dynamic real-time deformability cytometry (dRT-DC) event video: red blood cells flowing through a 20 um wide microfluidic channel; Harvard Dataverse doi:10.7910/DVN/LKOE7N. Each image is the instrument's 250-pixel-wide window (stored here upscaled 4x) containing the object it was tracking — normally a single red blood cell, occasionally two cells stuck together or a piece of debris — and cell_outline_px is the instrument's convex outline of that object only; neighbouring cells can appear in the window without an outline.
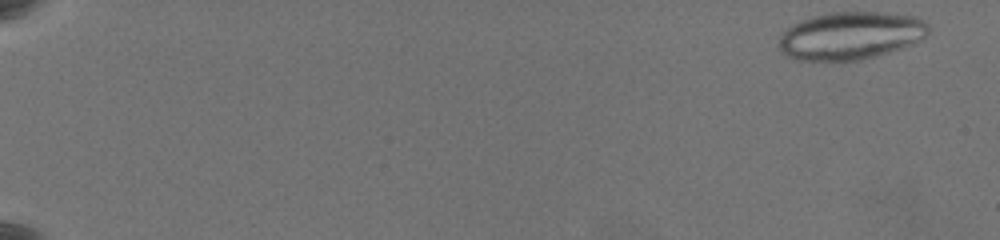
{"species": "common noctule bat (a hibernating species)", "species_latin": "Nyctalus noctula", "temperature_condition": "warm", "stored_images_in_passage": 59, "segment_of_instrument_passage": [1, 2], "camera_frame_rate_fps": 3000, "um_per_image_px": 0.085, "animal": {"sex": "female", "body_mass_g": 19.5, "forearm_length_mm": 54.1}, "frame": {"image": 1, "passage_image": 1, "time_ms": 0.0, "image_size_px": [1000, 240], "cell_outline_px": [[928, 32], [924, 36], [912, 44], [888, 52], [860, 60], [796, 60], [788, 56], [780, 48], [780, 36], [788, 28], [804, 20], [816, 16], [832, 12], [884, 12], [912, 16], [928, 24]], "centroid_in_image_um": [72.31, 3.03], "position_along_channel_um": 12.7, "area_um2": 40.75}}